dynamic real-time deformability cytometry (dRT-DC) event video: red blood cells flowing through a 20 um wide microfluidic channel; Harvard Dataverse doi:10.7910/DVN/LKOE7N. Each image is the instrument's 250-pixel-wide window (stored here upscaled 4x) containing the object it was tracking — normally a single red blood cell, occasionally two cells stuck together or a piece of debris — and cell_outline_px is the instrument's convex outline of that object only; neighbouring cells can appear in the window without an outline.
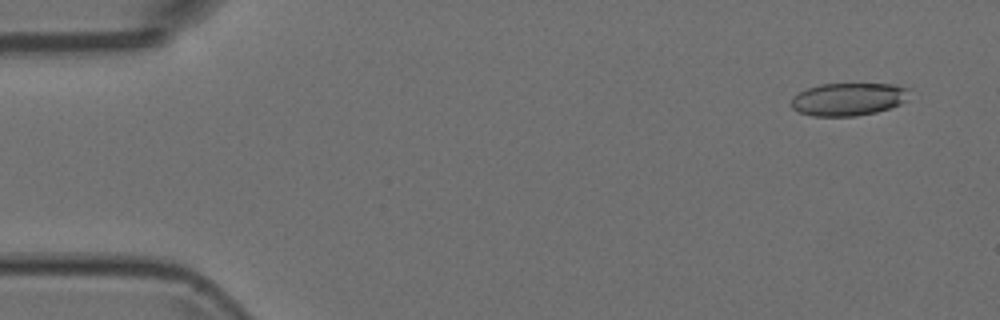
{"species": "Egyptian fruit bat (a non-hibernating species)", "species_latin": "Rousettus aegyptiacus", "temperature_condition": "room temperature", "stored_images_in_passage": 5, "camera_frame_rate_fps": 3000, "um_per_image_px": 0.085, "animal": {"sex": "female"}, "frame": {"image": 1, "passage_image": 1, "time_ms": 0.0, "image_size_px": [1000, 320], "cell_outline_px": [[912, 88], [908, 100], [900, 104], [876, 112], [856, 116], [812, 116], [800, 112], [792, 108], [792, 96], [808, 88], [820, 84], [892, 84]], "centroid_in_image_um": [72.16, 8.42], "position_along_channel_um": 12.8, "area_um2": 22.72}}
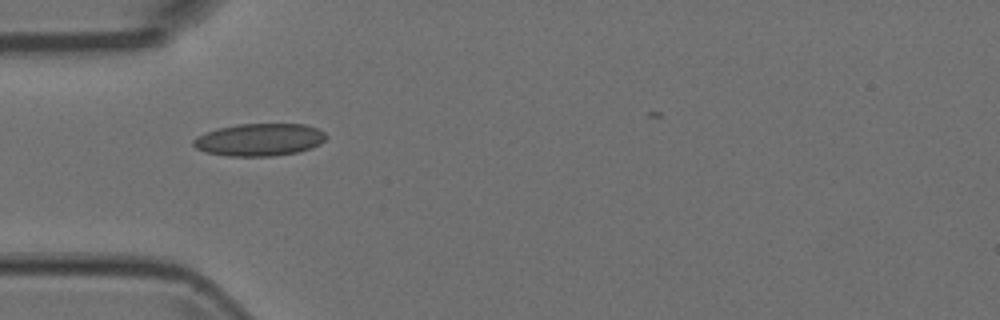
{"frame": {"image": 2, "passage_image": 4, "time_ms": 1.0, "image_size_px": [1000, 320], "cell_outline_px": [[328, 136], [320, 144], [312, 148], [300, 152], [272, 156], [228, 156], [204, 152], [196, 148], [192, 144], [192, 140], [196, 136], [204, 132], [236, 124], [304, 124], [316, 128], [324, 132]], "centroid_in_image_um": [22.04, 11.88], "position_along_channel_um": 63.0, "area_um2": 25.32}}
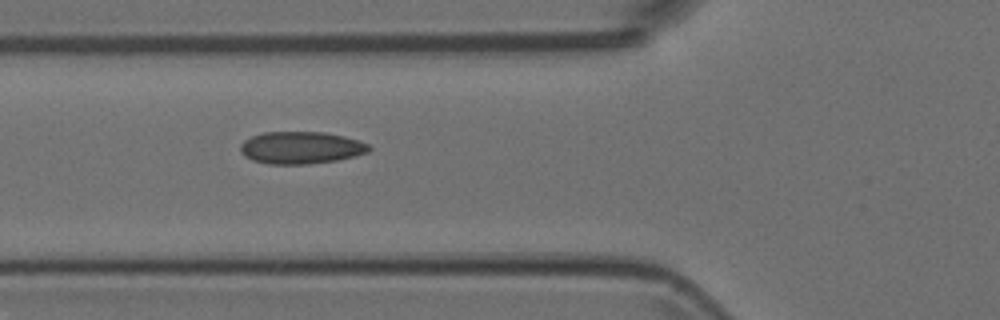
{"frame": {"image": 3, "passage_image": 5, "time_ms": 1.333, "image_size_px": [1000, 320], "cell_outline_px": [[372, 148], [368, 152], [336, 160], [308, 164], [268, 164], [252, 160], [244, 156], [240, 152], [240, 144], [244, 140], [252, 136], [264, 132], [324, 132], [344, 136], [360, 140], [368, 144]], "centroid_in_image_um": [25.56, 12.55], "position_along_channel_um": 100.2, "area_um2": 24.22}}